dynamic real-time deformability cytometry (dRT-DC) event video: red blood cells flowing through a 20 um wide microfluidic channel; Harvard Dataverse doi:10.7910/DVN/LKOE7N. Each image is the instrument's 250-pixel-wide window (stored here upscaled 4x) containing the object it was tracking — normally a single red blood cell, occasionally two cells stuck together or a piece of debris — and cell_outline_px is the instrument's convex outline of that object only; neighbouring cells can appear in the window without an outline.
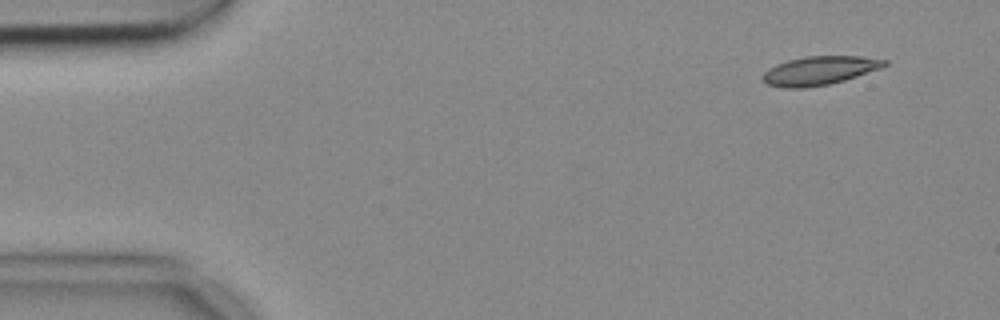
{"species": "common noctule bat (a hibernating species)", "species_latin": "Nyctalus noctula", "temperature_condition": "cold", "stored_images_in_passage": 4, "camera_frame_rate_fps": 3000, "um_per_image_px": 0.085, "animal": {"sex": "female", "body_mass_g": 18.4}, "frame": {"image": 1, "passage_image": 1, "time_ms": 0.0, "image_size_px": [1000, 320], "cell_outline_px": [[888, 64], [880, 68], [844, 80], [828, 84], [804, 88], [784, 88], [768, 84], [760, 80], [760, 76], [768, 68], [776, 64], [788, 60], [804, 56], [860, 56], [888, 60]], "centroid_in_image_um": [69.6, 6.0], "position_along_channel_um": 15.4, "area_um2": 20.4}}
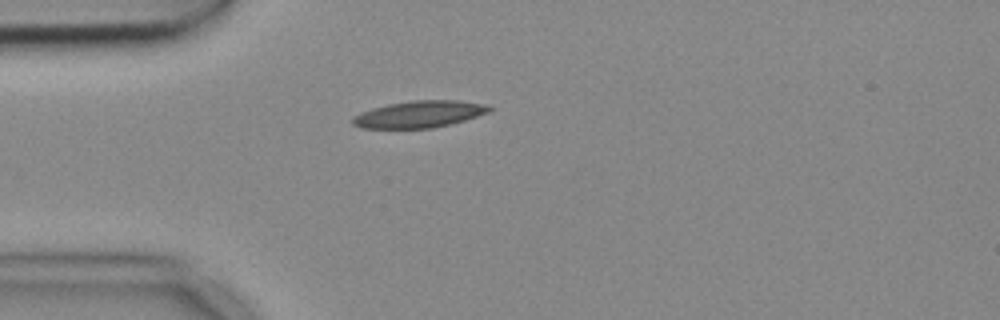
{"frame": {"image": 2, "passage_image": 4, "time_ms": 1.0, "image_size_px": [1000, 320], "cell_outline_px": [[492, 112], [464, 120], [432, 128], [360, 128], [352, 124], [352, 116], [360, 112], [372, 108], [388, 104], [412, 100], [456, 100], [484, 104], [492, 108]], "centroid_in_image_um": [35.62, 9.7], "position_along_channel_um": 49.4, "area_um2": 21.39}}